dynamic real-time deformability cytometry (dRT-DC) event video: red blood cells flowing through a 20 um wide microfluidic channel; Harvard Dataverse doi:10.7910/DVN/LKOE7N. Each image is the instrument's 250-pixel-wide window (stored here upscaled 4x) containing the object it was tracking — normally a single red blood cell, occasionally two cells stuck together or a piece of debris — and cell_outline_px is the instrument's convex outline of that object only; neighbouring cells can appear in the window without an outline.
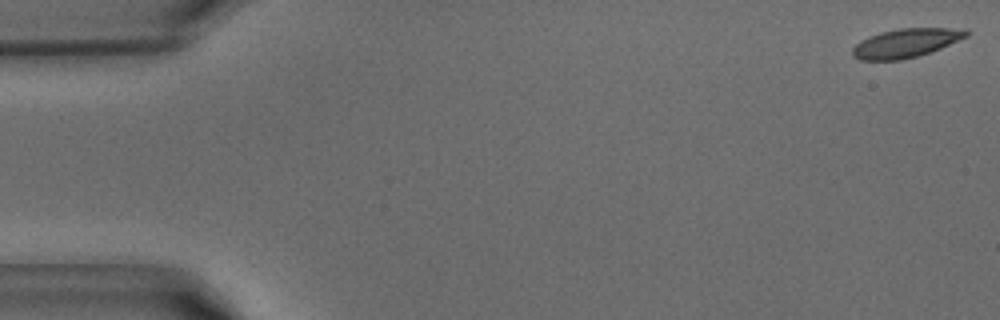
{"species": "common noctule bat (a hibernating species)", "species_latin": "Nyctalus noctula", "temperature_condition": "warm", "stored_images_in_passage": 42, "camera_frame_rate_fps": 3000, "um_per_image_px": 0.085, "animal": {"sex": "male", "body_mass_g": 15.6}, "frame": {"image": 1, "passage_image": 1, "time_ms": 0.0, "image_size_px": [1000, 320], "cell_outline_px": [[968, 36], [932, 52], [900, 60], [860, 60], [852, 56], [852, 48], [860, 40], [868, 36], [880, 32], [900, 28], [964, 28], [968, 32]], "centroid_in_image_um": [76.98, 3.66], "position_along_channel_um": 8.0, "area_um2": 19.25}}
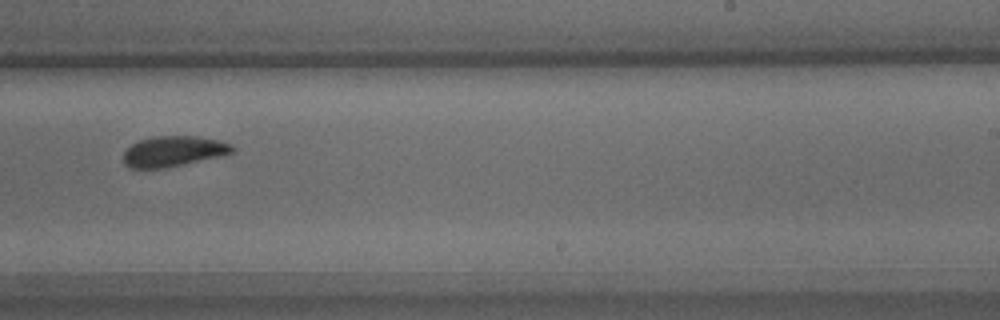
{"frame": {"image": 2, "passage_image": 26, "time_ms": 8.333, "image_size_px": [1000, 320], "cell_outline_px": [[236, 148], [232, 152], [220, 156], [184, 164], [164, 168], [128, 168], [124, 164], [124, 152], [132, 144], [140, 140], [156, 136], [196, 136], [220, 140], [232, 144]], "centroid_in_image_um": [14.76, 12.86], "position_along_channel_um": 274.2, "area_um2": 19.31}}
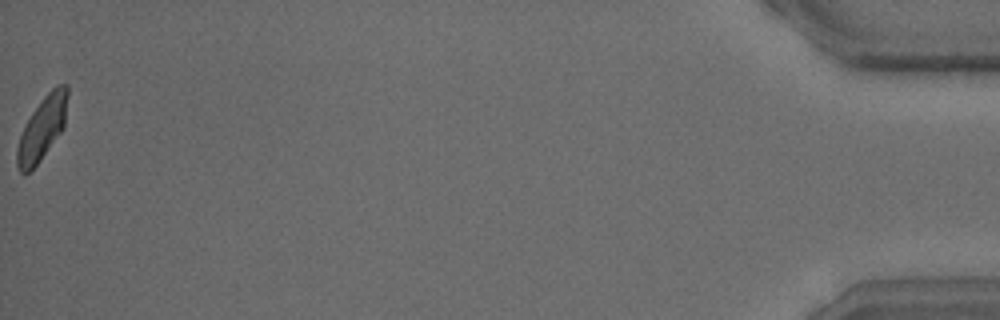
{"frame": {"image": 3, "passage_image": 42, "time_ms": 13.667, "image_size_px": [1000, 320], "cell_outline_px": [[68, 96], [64, 128], [40, 160], [24, 176], [20, 172], [16, 164], [16, 148], [20, 136], [32, 112], [44, 96], [56, 84], [68, 84]], "centroid_in_image_um": [3.59, 10.9], "position_along_channel_um": 431.6, "area_um2": 18.55}}